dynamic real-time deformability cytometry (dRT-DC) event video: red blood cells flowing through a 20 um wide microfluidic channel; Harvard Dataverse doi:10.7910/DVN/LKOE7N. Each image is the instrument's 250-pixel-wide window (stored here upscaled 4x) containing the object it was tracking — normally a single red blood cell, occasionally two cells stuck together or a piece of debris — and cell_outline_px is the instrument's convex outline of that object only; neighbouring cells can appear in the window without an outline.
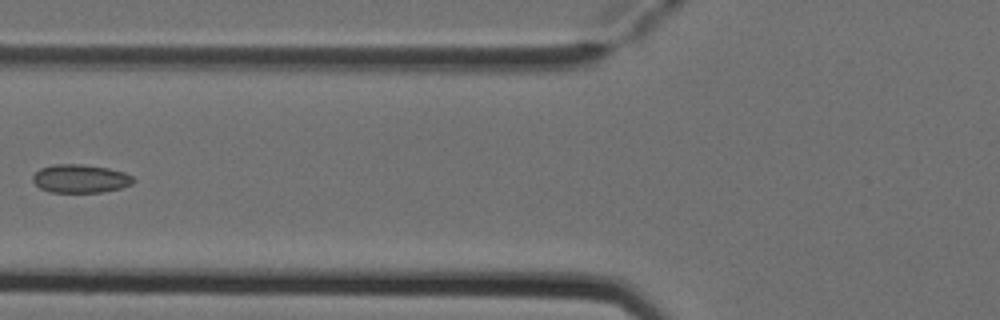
{"species": "Egyptian fruit bat (a non-hibernating species)", "species_latin": "Rousettus aegyptiacus", "temperature_condition": "cold", "stored_images_in_passage": 6, "camera_frame_rate_fps": 3000, "um_per_image_px": 0.085, "animal": {"sex": "female"}, "frame": {"image": 1, "passage_image": 6, "time_ms": 1.667, "image_size_px": [1000, 320], "cell_outline_px": [[136, 180], [132, 184], [120, 188], [104, 192], [52, 192], [40, 188], [32, 180], [32, 176], [40, 168], [56, 164], [80, 164], [108, 168], [124, 172], [132, 176]], "centroid_in_image_um": [6.85, 15.18], "position_along_channel_um": 119.0, "area_um2": 16.59}}